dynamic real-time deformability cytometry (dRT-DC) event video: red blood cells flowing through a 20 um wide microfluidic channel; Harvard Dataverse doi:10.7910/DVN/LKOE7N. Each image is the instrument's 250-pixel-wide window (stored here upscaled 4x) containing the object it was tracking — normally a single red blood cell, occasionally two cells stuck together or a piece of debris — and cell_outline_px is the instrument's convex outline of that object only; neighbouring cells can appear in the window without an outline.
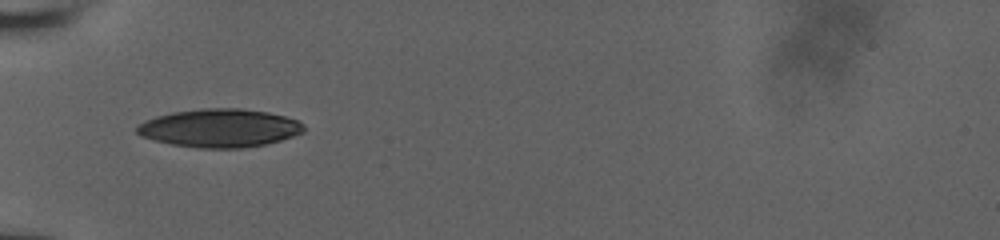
{"species": "human", "species_latin": "Homo sapiens", "temperature_condition": "room temperature", "stored_images_in_passage": 23, "camera_frame_rate_fps": 3000, "um_per_image_px": 0.085, "donor": {"sex": "male"}, "frame": {"image": 1, "passage_image": 1, "time_ms": 0.0, "image_size_px": [1000, 240], "cell_outline_px": [[304, 132], [280, 140], [264, 144], [240, 148], [200, 148], [172, 144], [140, 136], [136, 132], [136, 128], [144, 120], [156, 116], [172, 112], [200, 108], [240, 108], [268, 112], [284, 116], [296, 120], [304, 124]], "centroid_in_image_um": [18.65, 10.87], "position_along_channel_um": 66.3, "area_um2": 37.11}}
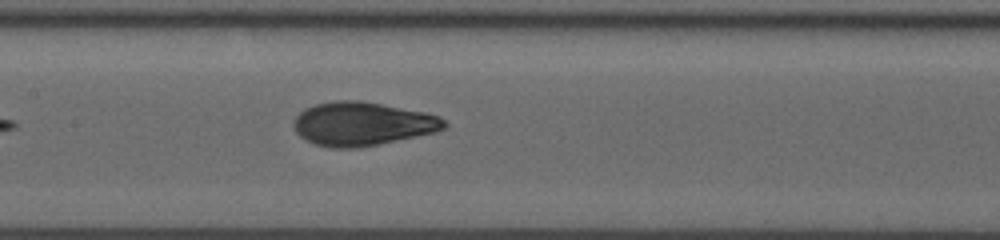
{"frame": {"image": 2, "passage_image": 12, "time_ms": 3.0, "image_size_px": [1000, 240], "cell_outline_px": [[448, 124], [444, 128], [436, 132], [356, 148], [332, 148], [316, 144], [300, 136], [296, 132], [292, 124], [296, 116], [304, 108], [316, 104], [336, 100], [360, 100], [424, 112], [440, 116]], "centroid_in_image_um": [30.78, 10.51], "position_along_channel_um": 176.6, "area_um2": 38.03}}
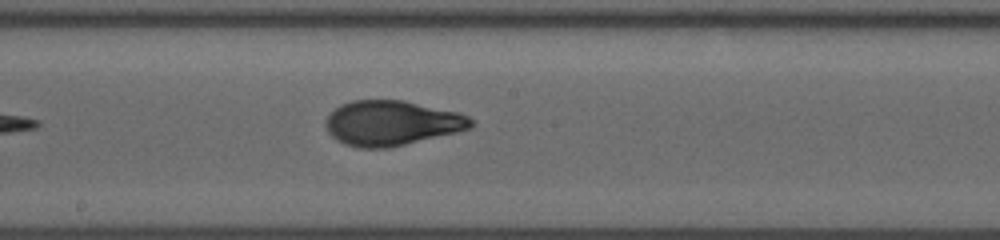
{"frame": {"image": 3, "passage_image": 15, "time_ms": 4.0, "image_size_px": [1000, 240], "cell_outline_px": [[476, 124], [472, 128], [456, 132], [388, 148], [360, 148], [344, 144], [336, 140], [328, 132], [328, 116], [340, 104], [352, 100], [404, 100], [460, 112], [468, 116]], "centroid_in_image_um": [33.34, 10.45], "position_along_channel_um": 214.9, "area_um2": 37.97}}